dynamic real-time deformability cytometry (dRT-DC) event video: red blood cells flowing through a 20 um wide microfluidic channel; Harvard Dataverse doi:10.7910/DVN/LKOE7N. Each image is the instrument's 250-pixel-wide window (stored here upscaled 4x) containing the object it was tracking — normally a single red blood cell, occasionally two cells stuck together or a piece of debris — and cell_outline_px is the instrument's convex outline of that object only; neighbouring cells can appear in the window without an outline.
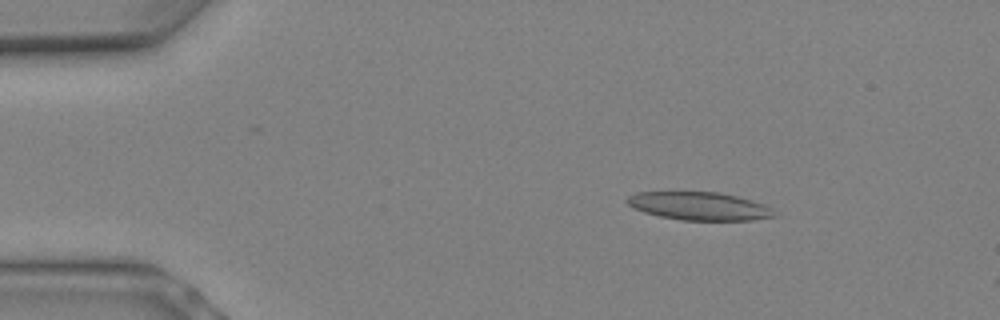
{"species": "Egyptian fruit bat (a non-hibernating species)", "species_latin": "Rousettus aegyptiacus", "temperature_condition": "warm", "stored_images_in_passage": 4, "camera_frame_rate_fps": 3000, "um_per_image_px": 0.085, "animal": {"sex": "female"}, "frame": {"image": 1, "passage_image": 3, "time_ms": 0.667, "image_size_px": [1000, 320], "cell_outline_px": [[776, 216], [752, 220], [680, 220], [660, 216], [644, 212], [632, 208], [624, 200], [628, 196], [636, 192], [720, 192], [752, 200], [764, 204], [772, 208]], "centroid_in_image_um": [59.41, 17.51], "position_along_channel_um": 25.6, "area_um2": 24.16}}